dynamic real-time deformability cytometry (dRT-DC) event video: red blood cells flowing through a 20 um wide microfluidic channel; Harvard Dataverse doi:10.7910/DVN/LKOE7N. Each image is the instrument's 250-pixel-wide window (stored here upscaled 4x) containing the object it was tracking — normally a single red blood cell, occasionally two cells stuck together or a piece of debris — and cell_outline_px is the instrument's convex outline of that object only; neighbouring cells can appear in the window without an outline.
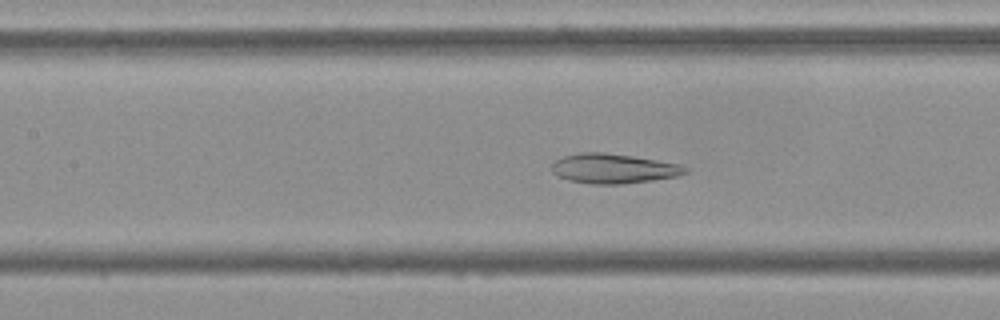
{"species": "Egyptian fruit bat (a non-hibernating species)", "species_latin": "Rousettus aegyptiacus", "temperature_condition": "cold", "stored_images_in_passage": 52, "camera_frame_rate_fps": 3000, "um_per_image_px": 0.085, "frame": {"image": 1, "passage_image": 23, "time_ms": 7.333, "image_size_px": [1000, 320], "cell_outline_px": [[688, 172], [680, 176], [652, 180], [620, 184], [592, 184], [568, 180], [556, 176], [552, 172], [552, 164], [556, 160], [564, 156], [580, 152], [604, 152], [632, 156], [680, 164], [688, 168]], "centroid_in_image_um": [52.14, 14.33], "position_along_channel_um": 155.3, "area_um2": 23.18}}
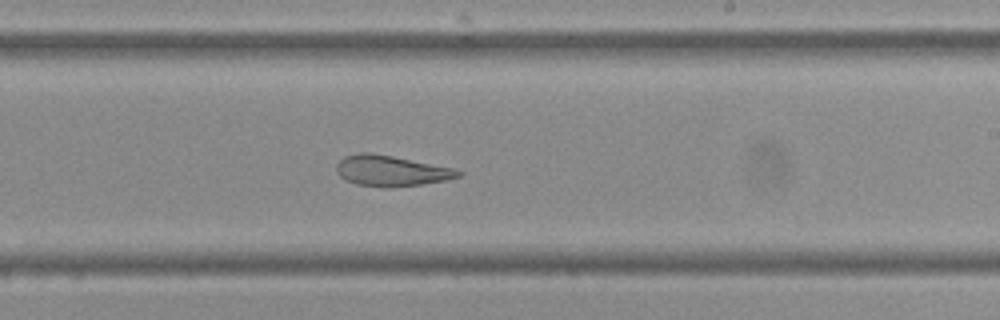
{"frame": {"image": 2, "passage_image": 31, "time_ms": 10.0, "image_size_px": [1000, 320], "cell_outline_px": [[464, 172], [460, 176], [444, 180], [424, 184], [392, 188], [388, 188], [356, 184], [344, 180], [336, 172], [336, 164], [344, 156], [360, 152], [368, 152], [392, 156], [452, 168]], "centroid_in_image_um": [33.2, 14.53], "position_along_channel_um": 255.8, "area_um2": 21.79}}
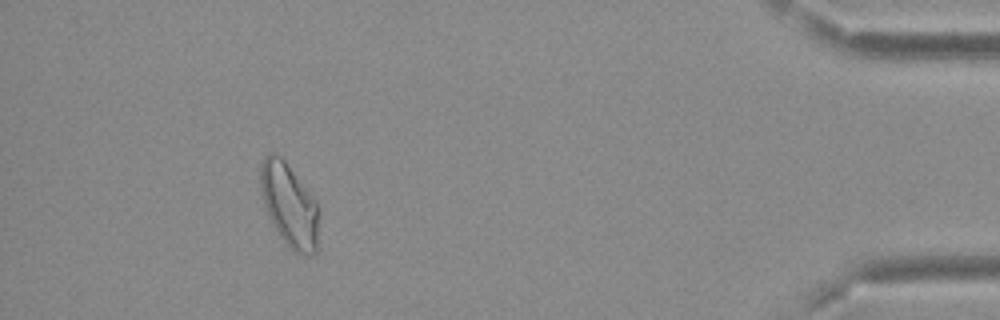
{"frame": {"image": 3, "passage_image": 48, "time_ms": 15.667, "image_size_px": [1000, 320], "cell_outline_px": [[316, 252], [308, 256], [300, 256], [292, 252], [280, 236], [264, 204], [260, 188], [260, 168], [264, 156], [268, 152], [272, 152], [280, 156], [284, 160], [316, 200]], "centroid_in_image_um": [24.56, 17.43], "position_along_channel_um": 410.6, "area_um2": 27.8}, "authors_computed_cell_mechanics": {"area_um2": 27.0215, "velocity_mm_per_s": 3.7823, "shape_relaxation_time_tau1_ms": null, "shape_relaxation_time_tau2_ms": 2.4448, "deformation_change_tau1": null, "deformation_change_tau2": 0.1091}}